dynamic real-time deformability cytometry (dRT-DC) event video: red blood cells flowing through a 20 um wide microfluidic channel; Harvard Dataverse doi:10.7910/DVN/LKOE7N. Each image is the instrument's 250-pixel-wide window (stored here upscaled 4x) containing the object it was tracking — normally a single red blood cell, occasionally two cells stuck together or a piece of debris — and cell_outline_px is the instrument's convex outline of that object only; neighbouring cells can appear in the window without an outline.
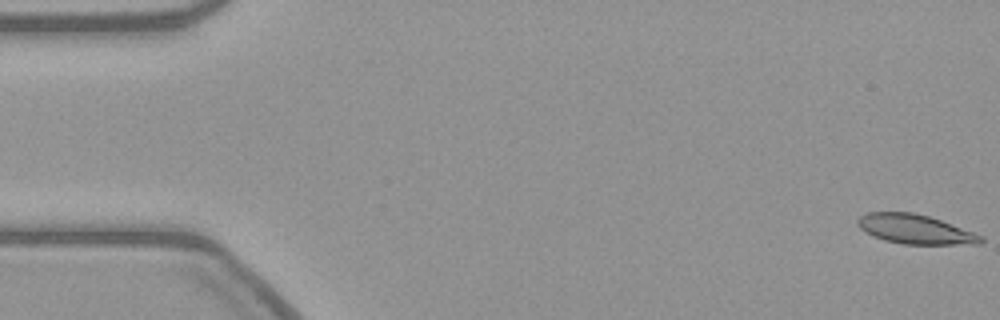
{"species": "common noctule bat (a hibernating species)", "species_latin": "Nyctalus noctula", "temperature_condition": "warm", "stored_images_in_passage": 56, "camera_frame_rate_fps": 3000, "um_per_image_px": 0.085, "animal": {"sex": "female", "body_mass_g": 21.9}, "frame": {"image": 1, "passage_image": 1, "time_ms": 0.0, "image_size_px": [1000, 320], "cell_outline_px": [[984, 240], [980, 244], [904, 244], [884, 240], [860, 228], [856, 224], [856, 220], [860, 216], [868, 212], [912, 212], [928, 216], [940, 220], [984, 236]], "centroid_in_image_um": [77.8, 19.48], "position_along_channel_um": 7.2, "area_um2": 20.87}}
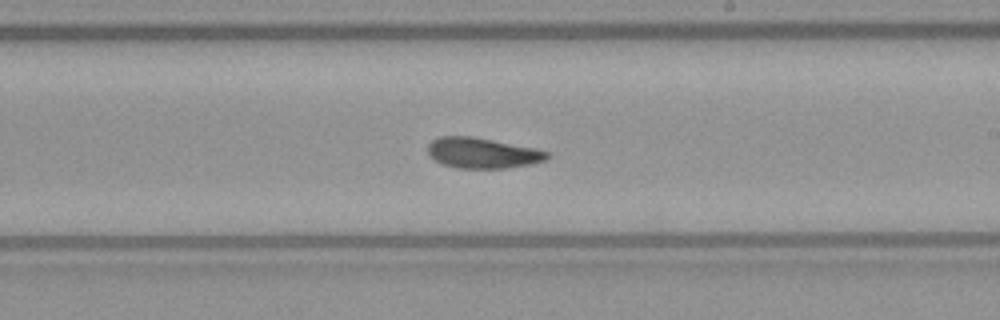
{"frame": {"image": 2, "passage_image": 32, "time_ms": 10.333, "image_size_px": [1000, 320], "cell_outline_px": [[552, 156], [544, 160], [532, 164], [504, 168], [456, 168], [444, 164], [436, 160], [428, 152], [428, 144], [432, 140], [440, 136], [472, 136], [536, 148], [548, 152]], "centroid_in_image_um": [41.03, 13.0], "position_along_channel_um": 248.0, "area_um2": 21.15}}
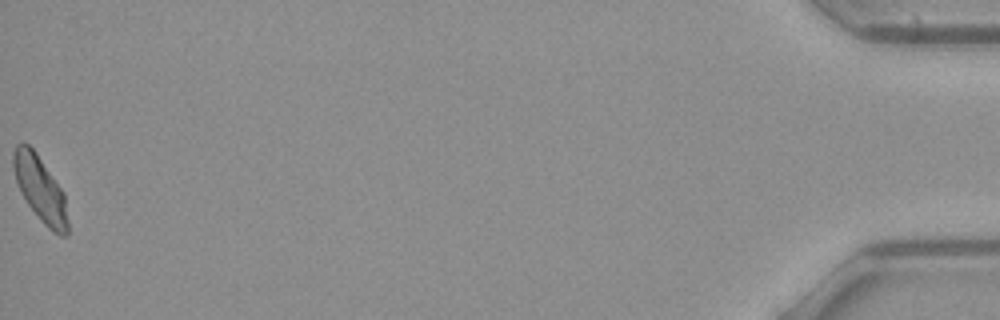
{"frame": {"image": 3, "passage_image": 56, "time_ms": 18.333, "image_size_px": [1000, 320], "cell_outline_px": [[68, 236], [60, 236], [52, 232], [40, 220], [28, 204], [16, 180], [12, 164], [12, 152], [16, 144], [20, 140], [24, 140], [36, 152], [64, 192], [68, 220]], "centroid_in_image_um": [3.42, 16.04], "position_along_channel_um": 431.8, "area_um2": 20.92}}